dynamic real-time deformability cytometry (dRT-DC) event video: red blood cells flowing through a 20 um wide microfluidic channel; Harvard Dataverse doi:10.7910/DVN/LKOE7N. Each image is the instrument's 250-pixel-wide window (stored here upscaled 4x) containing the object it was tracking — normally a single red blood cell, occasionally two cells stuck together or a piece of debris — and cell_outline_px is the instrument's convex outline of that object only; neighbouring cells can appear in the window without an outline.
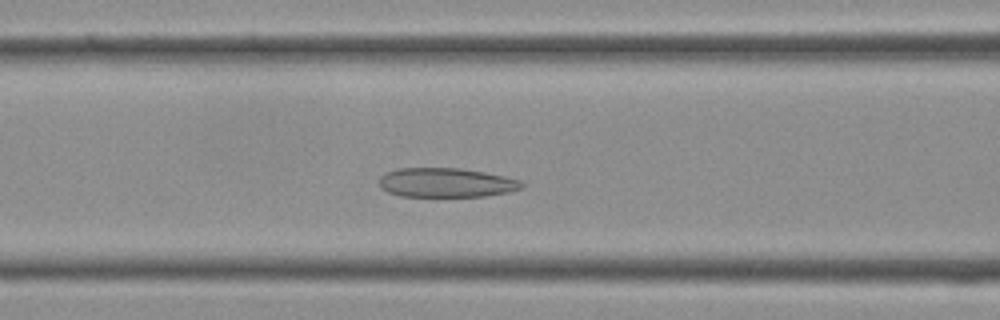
{"species": "Egyptian fruit bat (a non-hibernating species)", "species_latin": "Rousettus aegyptiacus", "temperature_condition": "cold", "stored_images_in_passage": 35, "camera_frame_rate_fps": 3000, "um_per_image_px": 0.085, "frame": {"image": 1, "passage_image": 12, "time_ms": 3.667, "image_size_px": [1000, 320], "cell_outline_px": [[524, 188], [508, 192], [484, 196], [400, 196], [388, 192], [380, 188], [380, 176], [384, 172], [396, 168], [460, 168], [484, 172], [504, 176], [520, 180], [524, 184]], "centroid_in_image_um": [37.9, 15.52], "position_along_channel_um": 128.7, "area_um2": 24.45}}
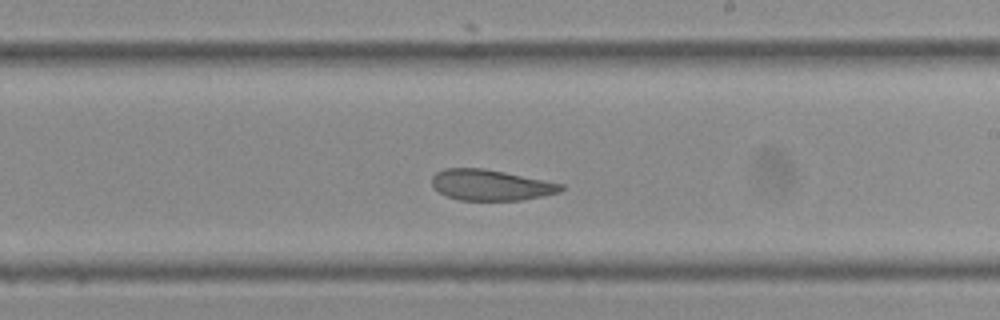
{"frame": {"image": 2, "passage_image": 19, "time_ms": 6.0, "image_size_px": [1000, 320], "cell_outline_px": [[564, 188], [560, 192], [520, 200], [460, 200], [448, 196], [432, 188], [432, 176], [436, 172], [444, 168], [484, 168], [564, 184]], "centroid_in_image_um": [41.68, 15.72], "position_along_channel_um": 247.3, "area_um2": 23.06}}
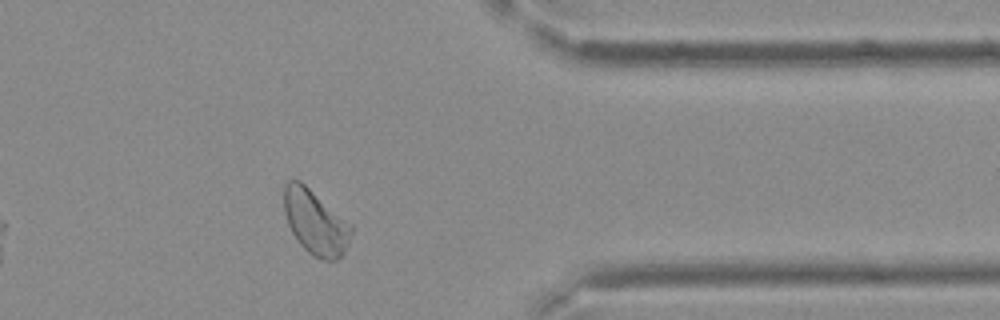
{"frame": {"image": 3, "passage_image": 28, "time_ms": 9.0, "image_size_px": [1000, 320], "cell_outline_px": [[352, 232], [348, 244], [344, 252], [336, 260], [324, 260], [312, 256], [300, 244], [292, 232], [288, 224], [284, 212], [284, 184], [288, 180], [300, 180], [352, 224]], "centroid_in_image_um": [26.81, 18.88], "position_along_channel_um": 384.6, "area_um2": 25.32}}